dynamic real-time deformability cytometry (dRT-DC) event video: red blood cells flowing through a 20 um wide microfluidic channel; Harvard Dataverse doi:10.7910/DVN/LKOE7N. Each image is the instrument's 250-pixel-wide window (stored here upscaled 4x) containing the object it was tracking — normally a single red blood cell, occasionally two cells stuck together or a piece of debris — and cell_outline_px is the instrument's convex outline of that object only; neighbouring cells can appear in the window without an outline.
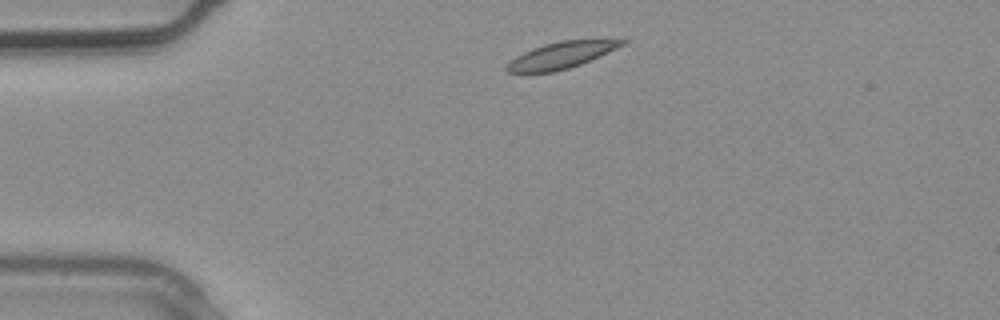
{"species": "common noctule bat (a hibernating species)", "species_latin": "Nyctalus noctula", "temperature_condition": "warm", "stored_images_in_passage": 2, "camera_frame_rate_fps": 3000, "um_per_image_px": 0.085, "animal": {"sex": "male", "body_mass_g": 20.4}, "frame": {"image": 1, "passage_image": 1, "time_ms": 0.0, "image_size_px": [1000, 320], "cell_outline_px": [[628, 40], [624, 44], [600, 56], [580, 64], [568, 68], [552, 72], [508, 72], [504, 68], [516, 56], [532, 48], [544, 44], [560, 40]], "centroid_in_image_um": [47.67, 4.69], "position_along_channel_um": 37.3, "area_um2": 17.4}}